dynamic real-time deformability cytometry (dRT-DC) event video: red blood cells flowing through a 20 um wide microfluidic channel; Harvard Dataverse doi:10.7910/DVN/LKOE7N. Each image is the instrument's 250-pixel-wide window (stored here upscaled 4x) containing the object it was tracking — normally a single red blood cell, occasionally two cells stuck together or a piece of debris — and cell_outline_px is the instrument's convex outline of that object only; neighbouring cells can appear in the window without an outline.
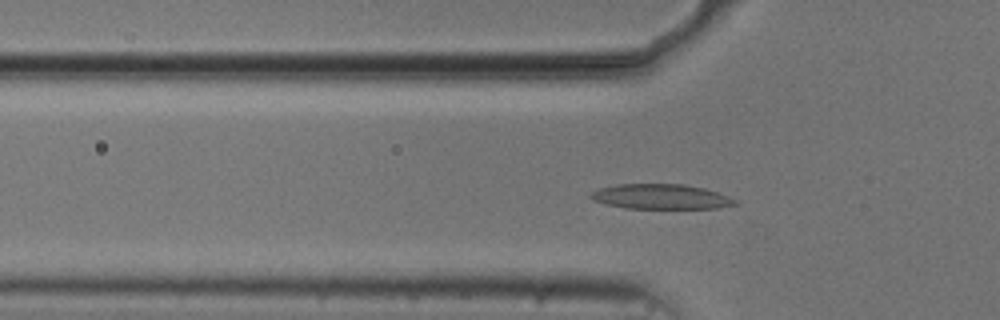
{"species": "common noctule bat (a hibernating species)", "species_latin": "Nyctalus noctula", "temperature_condition": "cold", "stored_images_in_passage": 56, "camera_frame_rate_fps": 3000, "um_per_image_px": 0.085, "animal": {"sex": "male", "body_mass_g": 20.5, "forearm_length_mm": 52.5}, "frame": {"image": 1, "passage_image": 18, "time_ms": 5.667, "image_size_px": [1000, 320], "cell_outline_px": [[740, 204], [716, 208], [624, 208], [592, 200], [588, 196], [592, 192], [600, 188], [616, 184], [684, 184], [704, 188], [728, 196], [736, 200]], "centroid_in_image_um": [56.18, 16.71], "position_along_channel_um": 69.6, "area_um2": 20.92}}
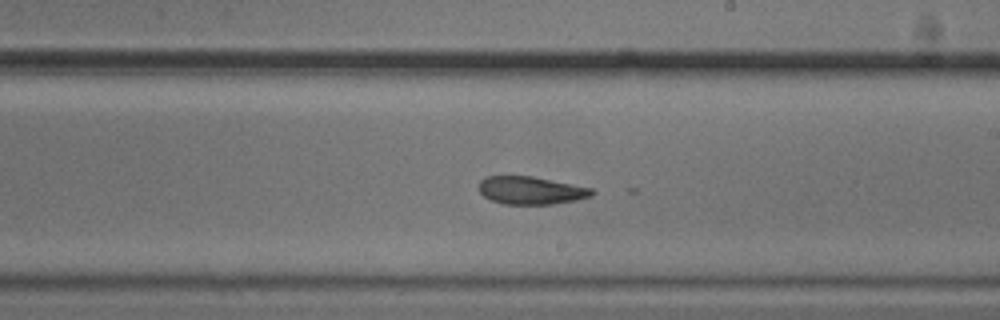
{"frame": {"image": 2, "passage_image": 32, "time_ms": 10.333, "image_size_px": [1000, 320], "cell_outline_px": [[596, 192], [592, 196], [576, 200], [552, 204], [504, 204], [492, 200], [484, 196], [480, 192], [480, 180], [484, 176], [532, 176], [592, 188]], "centroid_in_image_um": [45.14, 16.18], "position_along_channel_um": 243.9, "area_um2": 18.26}}
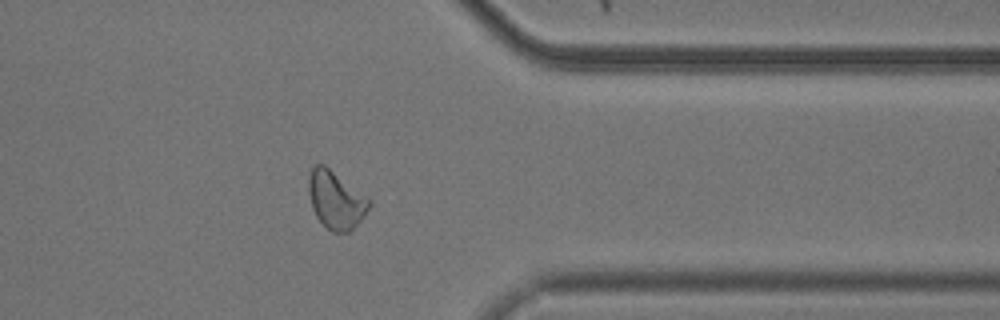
{"frame": {"image": 3, "passage_image": 44, "time_ms": 14.333, "image_size_px": [1000, 320], "cell_outline_px": [[372, 204], [360, 220], [348, 232], [332, 232], [316, 216], [312, 208], [308, 192], [308, 176], [312, 168], [316, 164], [324, 164], [368, 196], [372, 200]], "centroid_in_image_um": [28.55, 16.96], "position_along_channel_um": 382.8, "area_um2": 20.4}, "authors_computed_cell_mechanics": {"area_um2": 20.3167, "velocity_mm_per_s": 3.7182, "shape_relaxation_time_tau1_ms": null, "shape_relaxation_time_tau2_ms": 4.862, "deformation_change_tau1": null, "deformation_change_tau2": 0.121}}